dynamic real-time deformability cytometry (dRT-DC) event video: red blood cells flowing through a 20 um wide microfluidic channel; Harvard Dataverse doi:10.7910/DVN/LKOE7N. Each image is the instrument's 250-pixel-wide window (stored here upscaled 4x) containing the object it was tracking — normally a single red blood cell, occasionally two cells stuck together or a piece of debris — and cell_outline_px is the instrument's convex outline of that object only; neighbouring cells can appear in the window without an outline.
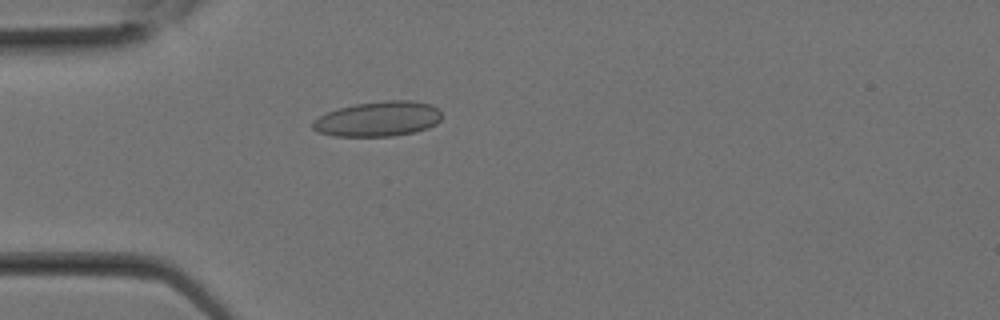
{"species": "Egyptian fruit bat (a non-hibernating species)", "species_latin": "Rousettus aegyptiacus", "temperature_condition": "room temperature", "stored_images_in_passage": 3, "camera_frame_rate_fps": 3000, "um_per_image_px": 0.085, "animal": {"sex": "female"}, "frame": {"image": 1, "passage_image": 1, "time_ms": 0.0, "image_size_px": [1000, 320], "cell_outline_px": [[440, 120], [436, 124], [428, 128], [412, 132], [392, 136], [336, 136], [316, 132], [312, 128], [312, 120], [328, 112], [340, 108], [356, 104], [388, 100], [412, 100], [432, 104], [440, 112]], "centroid_in_image_um": [32.13, 10.11], "position_along_channel_um": 52.9, "area_um2": 26.24}}
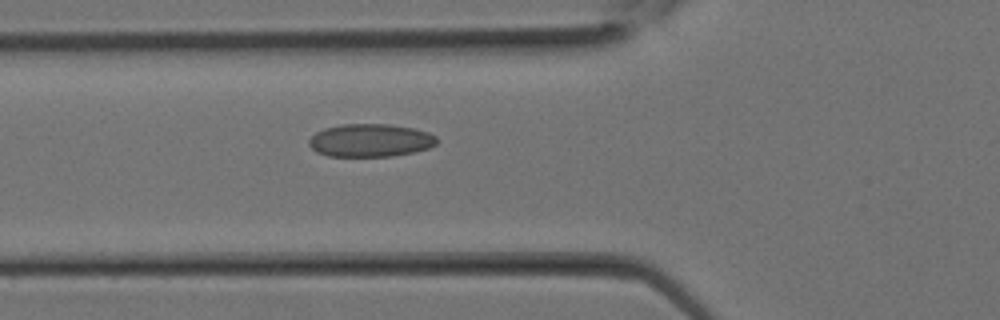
{"frame": {"image": 2, "passage_image": 3, "time_ms": 0.667, "image_size_px": [1000, 320], "cell_outline_px": [[436, 144], [428, 148], [412, 152], [392, 156], [328, 156], [316, 152], [308, 144], [308, 140], [316, 132], [324, 128], [340, 124], [388, 124], [412, 128], [428, 132], [436, 136]], "centroid_in_image_um": [31.44, 11.93], "position_along_channel_um": 94.4, "area_um2": 24.51}}